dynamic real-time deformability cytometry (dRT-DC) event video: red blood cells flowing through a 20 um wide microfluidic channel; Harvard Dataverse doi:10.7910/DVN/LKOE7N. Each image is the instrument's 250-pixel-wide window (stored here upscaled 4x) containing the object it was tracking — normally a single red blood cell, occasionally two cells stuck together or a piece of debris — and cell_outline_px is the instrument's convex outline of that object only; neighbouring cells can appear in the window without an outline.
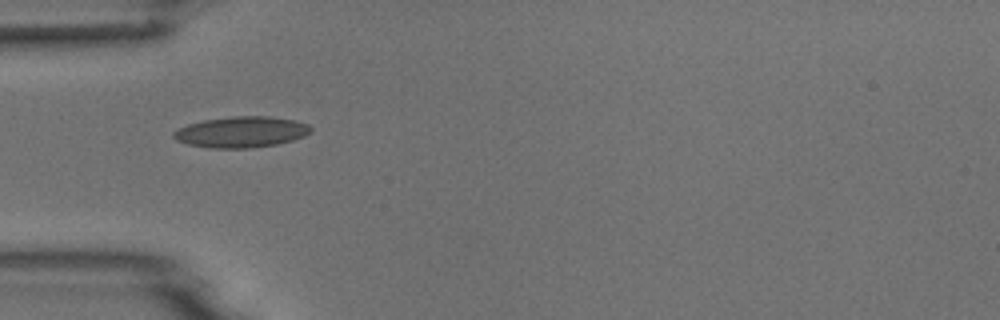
{"species": "common noctule bat (a hibernating species)", "species_latin": "Nyctalus noctula", "temperature_condition": "room temperature", "stored_images_in_passage": 4, "camera_frame_rate_fps": 3000, "um_per_image_px": 0.085, "animal": {"sex": "male", "body_mass_g": 18.8}, "frame": {"image": 1, "passage_image": 1, "time_ms": 0.0, "image_size_px": [1000, 320], "cell_outline_px": [[312, 132], [304, 136], [292, 140], [276, 144], [248, 148], [208, 148], [188, 144], [176, 140], [172, 136], [172, 132], [188, 124], [204, 120], [232, 116], [268, 116], [296, 120], [308, 124], [312, 128]], "centroid_in_image_um": [20.52, 11.21], "position_along_channel_um": 64.5, "area_um2": 24.8}}